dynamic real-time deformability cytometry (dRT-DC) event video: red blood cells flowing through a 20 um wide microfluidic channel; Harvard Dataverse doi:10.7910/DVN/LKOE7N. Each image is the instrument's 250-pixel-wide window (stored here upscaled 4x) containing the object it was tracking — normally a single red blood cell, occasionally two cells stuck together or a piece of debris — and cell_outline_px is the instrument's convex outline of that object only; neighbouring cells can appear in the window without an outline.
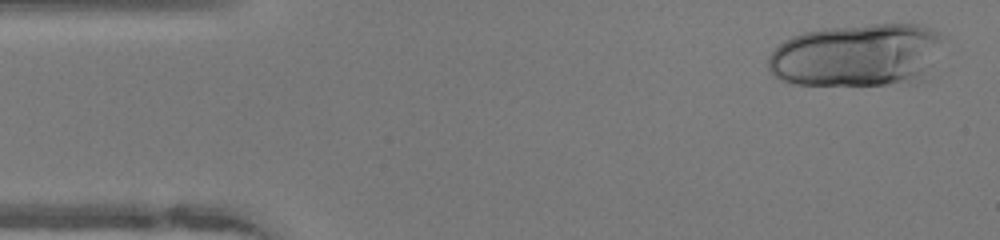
{"species": "human", "species_latin": "Homo sapiens", "temperature_condition": "warm", "stored_images_in_passage": 34, "segment_of_instrument_passage": [1, 2], "camera_frame_rate_fps": 3000, "um_per_image_px": 0.085, "donor": {"sex": "female"}, "frame": {"image": 1, "passage_image": 2, "time_ms": 0.333, "image_size_px": [1000, 240], "cell_outline_px": [[948, 36], [924, 80], [916, 84], [792, 84], [780, 80], [772, 76], [768, 68], [768, 56], [784, 40], [792, 36], [804, 32], [824, 28], [872, 24], [920, 24], [940, 32]], "centroid_in_image_um": [72.92, 4.69], "position_along_channel_um": 12.1, "area_um2": 65.37}}